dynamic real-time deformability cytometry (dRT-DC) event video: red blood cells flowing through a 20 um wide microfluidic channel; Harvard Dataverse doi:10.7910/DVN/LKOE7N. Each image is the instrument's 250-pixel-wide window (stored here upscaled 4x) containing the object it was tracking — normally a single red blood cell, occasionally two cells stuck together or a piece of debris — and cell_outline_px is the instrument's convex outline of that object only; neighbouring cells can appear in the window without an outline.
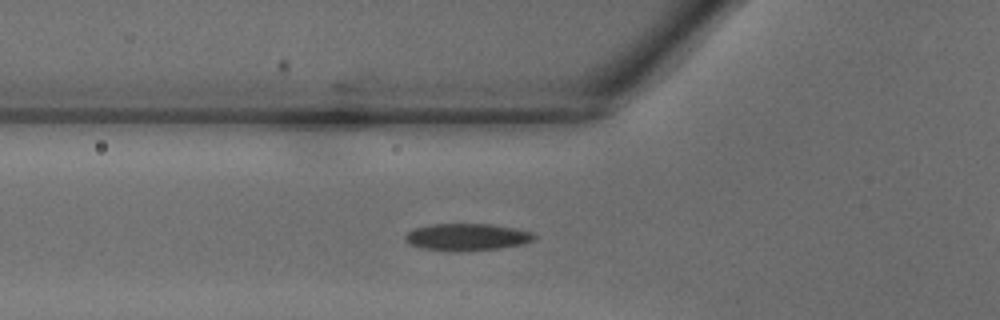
{"species": "common noctule bat (a hibernating species)", "species_latin": "Nyctalus noctula", "temperature_condition": "warm", "stored_images_in_passage": 32, "camera_frame_rate_fps": 3000, "um_per_image_px": 0.085, "animal": {"sex": "male", "body_mass_g": 18.8}, "frame": {"image": 1, "passage_image": 10, "time_ms": 3.0, "image_size_px": [1000, 320], "cell_outline_px": [[536, 236], [532, 240], [524, 244], [500, 248], [460, 252], [456, 252], [420, 248], [408, 244], [404, 240], [404, 236], [408, 232], [416, 228], [428, 224], [492, 224], [516, 228], [532, 232]], "centroid_in_image_um": [39.67, 20.15], "position_along_channel_um": 86.1, "area_um2": 20.63}}
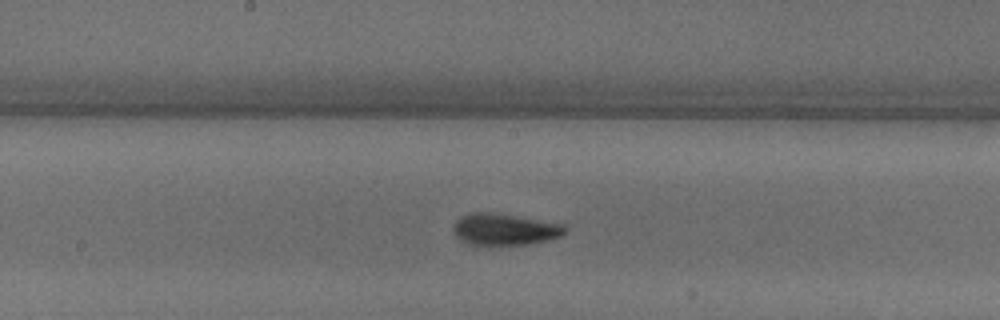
{"frame": {"image": 2, "passage_image": 17, "time_ms": 5.333, "image_size_px": [1000, 320], "cell_outline_px": [[568, 232], [560, 236], [548, 240], [528, 244], [468, 244], [456, 236], [452, 232], [452, 228], [456, 220], [460, 216], [472, 212], [488, 212], [564, 224], [568, 228]], "centroid_in_image_um": [42.89, 19.49], "position_along_channel_um": 205.3, "area_um2": 20.4}}
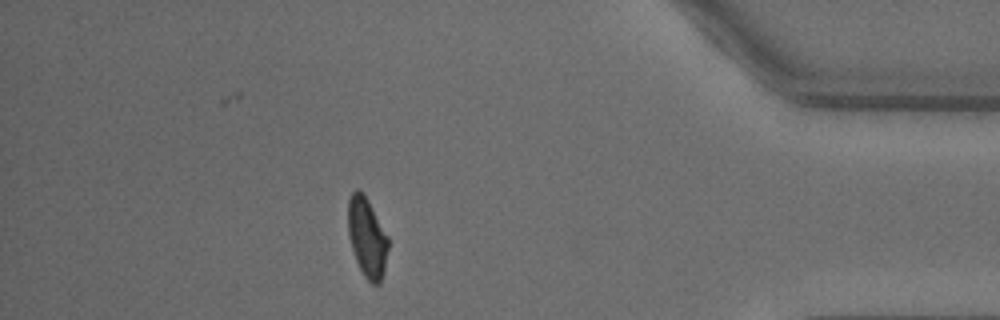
{"frame": {"image": 3, "passage_image": 31, "time_ms": 10.0, "image_size_px": [1000, 320], "cell_outline_px": [[388, 248], [384, 272], [380, 284], [372, 284], [364, 276], [356, 260], [348, 236], [348, 200], [352, 192], [356, 188], [368, 200], [388, 236]], "centroid_in_image_um": [31.2, 20.2], "position_along_channel_um": 404.0, "area_um2": 18.5}}